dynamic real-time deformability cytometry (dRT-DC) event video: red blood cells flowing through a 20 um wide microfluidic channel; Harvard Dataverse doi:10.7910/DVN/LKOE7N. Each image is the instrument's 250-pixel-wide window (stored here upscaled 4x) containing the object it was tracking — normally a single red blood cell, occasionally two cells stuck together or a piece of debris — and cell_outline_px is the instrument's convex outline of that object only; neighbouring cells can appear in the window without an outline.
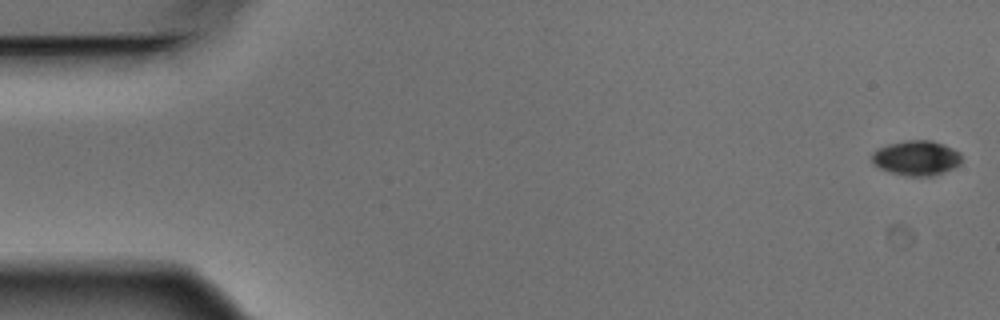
{"species": "Egyptian fruit bat (a non-hibernating species)", "species_latin": "Rousettus aegyptiacus", "temperature_condition": "warm", "stored_images_in_passage": 5, "camera_frame_rate_fps": 3000, "um_per_image_px": 0.085, "animal": {"sex": "male"}, "frame": {"image": 1, "passage_image": 1, "time_ms": 0.0, "image_size_px": [1000, 320], "cell_outline_px": [[960, 164], [944, 172], [932, 176], [908, 176], [892, 172], [880, 168], [872, 160], [872, 152], [876, 148], [888, 144], [904, 140], [932, 140], [944, 144], [960, 152]], "centroid_in_image_um": [77.89, 13.41], "position_along_channel_um": 7.1, "area_um2": 18.21}}
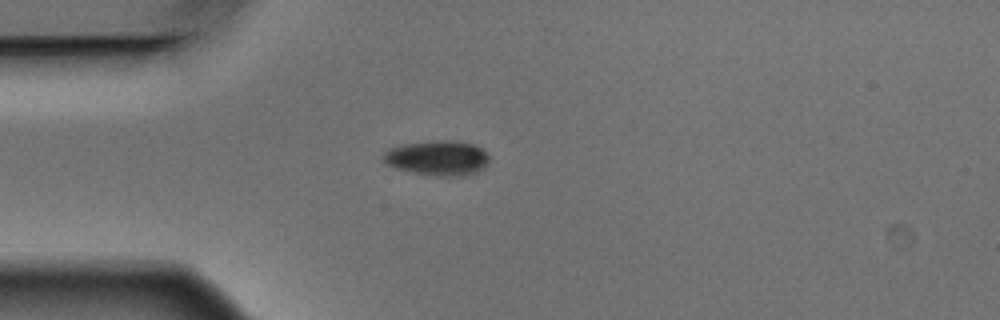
{"frame": {"image": 2, "passage_image": 5, "time_ms": 1.333, "image_size_px": [1000, 320], "cell_outline_px": [[488, 160], [484, 168], [476, 172], [464, 176], [440, 176], [412, 172], [396, 168], [384, 164], [380, 160], [380, 156], [388, 148], [404, 144], [448, 140], [472, 144], [480, 148], [488, 156]], "centroid_in_image_um": [37.12, 13.44], "position_along_channel_um": 47.9, "area_um2": 21.44}}